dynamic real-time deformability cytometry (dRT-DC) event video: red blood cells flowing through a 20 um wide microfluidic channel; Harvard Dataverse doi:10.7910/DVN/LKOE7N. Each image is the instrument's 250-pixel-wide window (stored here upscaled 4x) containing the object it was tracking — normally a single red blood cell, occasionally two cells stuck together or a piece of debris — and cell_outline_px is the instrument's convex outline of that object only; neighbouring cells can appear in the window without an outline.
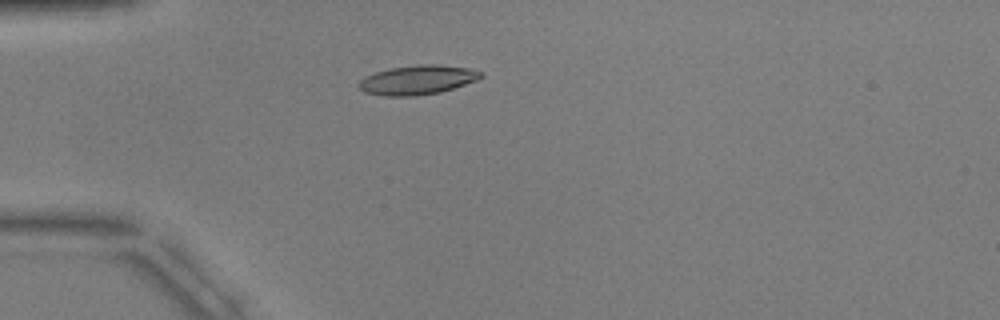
{"species": "common noctule bat (a hibernating species)", "species_latin": "Nyctalus noctula", "temperature_condition": "warm", "stored_images_in_passage": 1, "camera_frame_rate_fps": 3000, "um_per_image_px": 0.085, "animal": {"sex": "male", "body_mass_g": 17.9, "forearm_length_mm": 54.2}, "frame": {"image": 1, "passage_image": 1, "time_ms": 0.0, "image_size_px": [1000, 320], "cell_outline_px": [[484, 76], [476, 80], [440, 92], [416, 96], [384, 96], [364, 92], [356, 84], [364, 76], [376, 72], [392, 68], [420, 64], [436, 64], [468, 68], [484, 72]], "centroid_in_image_um": [35.47, 6.79], "position_along_channel_um": 49.5, "area_um2": 20.81}}